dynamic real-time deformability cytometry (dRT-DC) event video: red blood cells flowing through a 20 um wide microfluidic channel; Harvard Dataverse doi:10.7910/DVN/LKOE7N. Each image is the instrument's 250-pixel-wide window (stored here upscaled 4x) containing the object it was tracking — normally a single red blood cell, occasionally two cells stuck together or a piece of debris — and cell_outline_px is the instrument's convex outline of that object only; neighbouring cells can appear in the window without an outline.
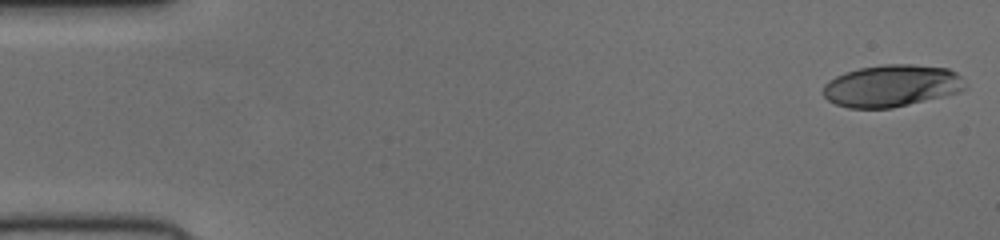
{"species": "human", "species_latin": "Homo sapiens", "temperature_condition": "cold", "stored_images_in_passage": 51, "camera_frame_rate_fps": 3000, "um_per_image_px": 0.085, "donor": {"sex": "female"}, "frame": {"image": 1, "passage_image": 1, "time_ms": 0.0, "image_size_px": [1000, 240], "cell_outline_px": [[968, 88], [960, 92], [944, 96], [892, 108], [848, 108], [836, 104], [828, 100], [820, 92], [824, 84], [828, 80], [844, 72], [860, 68], [884, 64], [912, 64], [948, 68], [956, 72], [960, 76]], "centroid_in_image_um": [75.77, 7.29], "position_along_channel_um": 9.2, "area_um2": 35.08}}
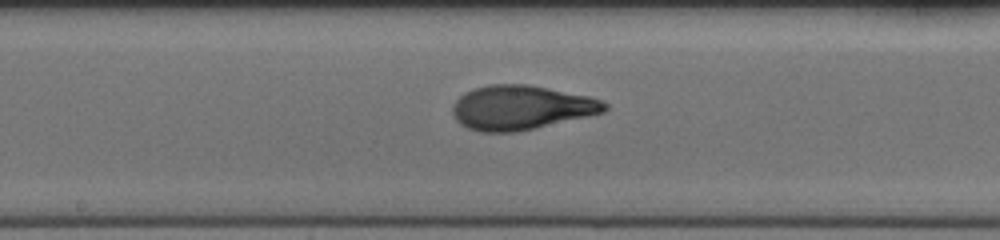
{"frame": {"image": 2, "passage_image": 27, "time_ms": 8.667, "image_size_px": [1000, 240], "cell_outline_px": [[608, 108], [604, 112], [588, 116], [536, 128], [516, 132], [480, 132], [468, 128], [460, 124], [452, 116], [452, 108], [456, 100], [464, 92], [472, 88], [488, 84], [528, 84], [588, 96], [600, 100], [608, 104]], "centroid_in_image_um": [44.26, 9.14], "position_along_channel_um": 203.9, "area_um2": 39.42}}
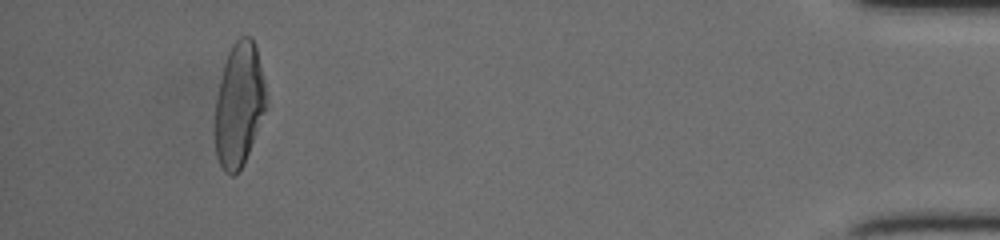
{"frame": {"image": 3, "passage_image": 48, "time_ms": 15.667, "image_size_px": [1000, 240], "cell_outline_px": [[264, 108], [244, 164], [232, 176], [224, 172], [216, 156], [216, 100], [220, 80], [224, 64], [228, 52], [232, 44], [240, 36], [252, 36], [256, 44], [264, 84]], "centroid_in_image_um": [20.29, 8.85], "position_along_channel_um": 414.9, "area_um2": 35.89}}